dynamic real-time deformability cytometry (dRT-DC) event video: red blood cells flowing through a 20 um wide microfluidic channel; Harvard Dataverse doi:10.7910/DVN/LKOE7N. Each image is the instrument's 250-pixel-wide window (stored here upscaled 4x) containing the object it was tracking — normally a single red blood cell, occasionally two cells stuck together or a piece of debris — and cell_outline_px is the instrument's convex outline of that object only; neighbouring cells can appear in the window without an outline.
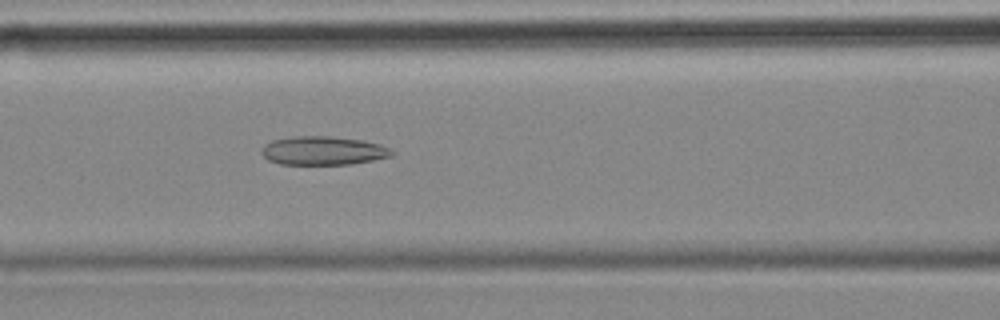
{"species": "common noctule bat (a hibernating species)", "species_latin": "Nyctalus noctula", "temperature_condition": "cold", "stored_images_in_passage": 46, "camera_frame_rate_fps": 3000, "um_per_image_px": 0.085, "animal": {"sex": "female", "body_mass_g": 18.4}, "frame": {"image": 1, "passage_image": 13, "time_ms": 4.0, "image_size_px": [1000, 320], "cell_outline_px": [[396, 152], [392, 156], [352, 164], [280, 164], [268, 160], [260, 152], [264, 144], [272, 140], [292, 136], [332, 136], [364, 140], [380, 144]], "centroid_in_image_um": [27.46, 12.8], "position_along_channel_um": 139.1, "area_um2": 21.91}}
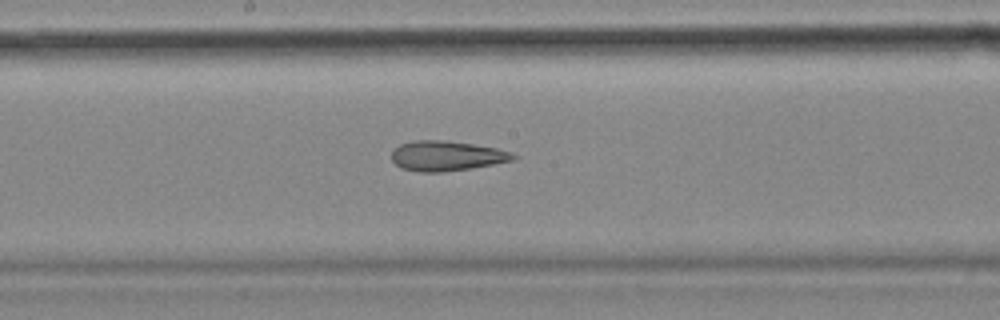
{"frame": {"image": 2, "passage_image": 19, "time_ms": 6.0, "image_size_px": [1000, 320], "cell_outline_px": [[520, 156], [512, 160], [472, 168], [444, 172], [420, 172], [400, 168], [392, 160], [392, 148], [400, 144], [412, 140], [444, 140], [472, 144], [496, 148], [512, 152]], "centroid_in_image_um": [37.93, 13.25], "position_along_channel_um": 210.3, "area_um2": 21.39}}
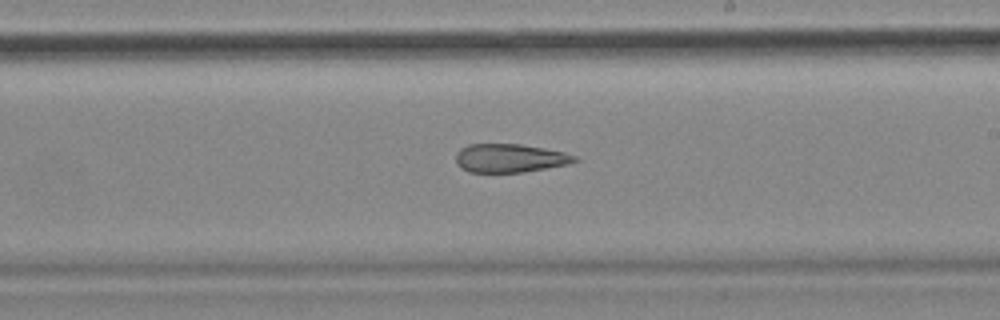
{"frame": {"image": 3, "passage_image": 22, "time_ms": 7.0, "image_size_px": [1000, 320], "cell_outline_px": [[580, 160], [568, 164], [524, 172], [468, 172], [460, 168], [456, 164], [456, 152], [460, 148], [468, 144], [520, 144], [544, 148], [564, 152], [576, 156]], "centroid_in_image_um": [43.31, 13.44], "position_along_channel_um": 245.7, "area_um2": 19.88}, "authors_computed_cell_mechanics": {"area_um2": 22.6287, "velocity_mm_per_s": 3.5678, "shape_relaxation_time_tau1_ms": null, "shape_relaxation_time_tau2_ms": 7.5867, "deformation_change_tau1": null, "deformation_change_tau2": 0.2027}}